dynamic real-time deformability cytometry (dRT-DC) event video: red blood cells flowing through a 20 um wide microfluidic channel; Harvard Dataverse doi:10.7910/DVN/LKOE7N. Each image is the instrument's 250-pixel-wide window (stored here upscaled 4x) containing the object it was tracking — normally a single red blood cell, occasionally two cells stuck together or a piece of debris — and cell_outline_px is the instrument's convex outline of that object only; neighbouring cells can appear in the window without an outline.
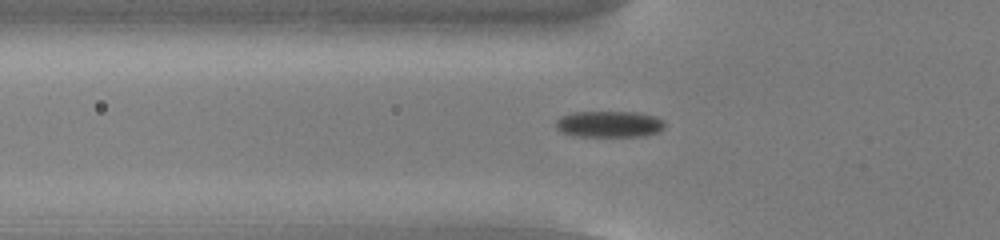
{"species": "common noctule bat (a hibernating species)", "species_latin": "Nyctalus noctula", "temperature_condition": "cold", "stored_images_in_passage": 53, "camera_frame_rate_fps": 3000, "um_per_image_px": 0.085, "animal": {"sex": "male", "body_mass_g": 13.0, "forearm_length_mm": 53.1}, "frame": {"image": 1, "passage_image": 18, "time_ms": 5.667, "image_size_px": [1000, 240], "cell_outline_px": [[664, 128], [660, 132], [644, 136], [572, 136], [560, 132], [556, 128], [556, 120], [560, 116], [572, 112], [636, 112], [656, 116], [664, 120]], "centroid_in_image_um": [51.78, 10.55], "position_along_channel_um": 74.0, "area_um2": 16.99}}
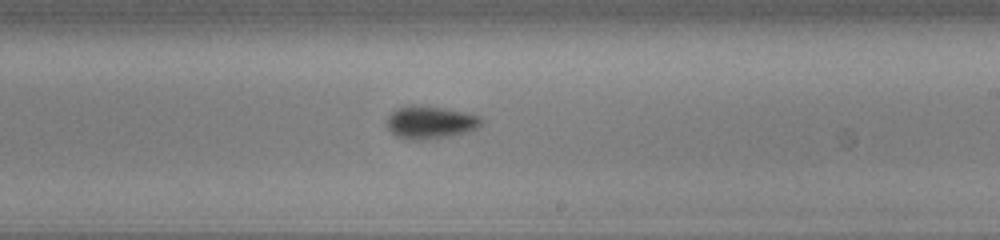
{"frame": {"image": 2, "passage_image": 32, "time_ms": 10.333, "image_size_px": [1000, 240], "cell_outline_px": [[484, 120], [476, 128], [468, 132], [420, 140], [408, 140], [396, 136], [384, 124], [388, 116], [396, 108], [412, 104], [420, 104], [448, 108], [480, 116]], "centroid_in_image_um": [36.53, 10.37], "position_along_channel_um": 252.5, "area_um2": 18.26}}
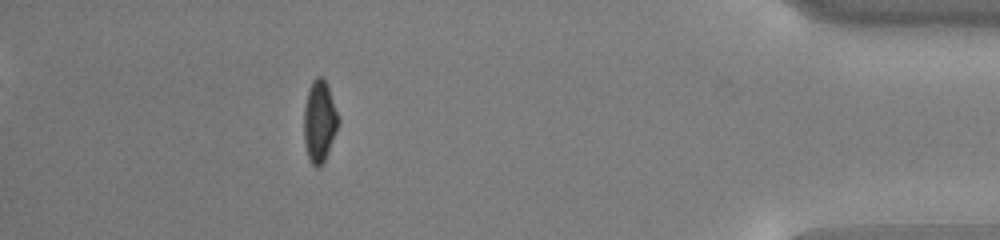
{"frame": {"image": 3, "passage_image": 48, "time_ms": 15.667, "image_size_px": [1000, 240], "cell_outline_px": [[340, 124], [328, 152], [320, 168], [316, 168], [312, 164], [308, 156], [304, 140], [304, 108], [308, 88], [312, 80], [316, 76], [320, 76], [328, 84], [340, 120]], "centroid_in_image_um": [27.17, 10.29], "position_along_channel_um": 408.0, "area_um2": 16.59}, "authors_computed_cell_mechanics": {"area_um2": 16.7042, "velocity_mm_per_s": 3.8246, "shape_relaxation_time_tau1_ms": 5.92, "shape_relaxation_time_tau2_ms": null, "deformation_change_tau1": 0.1382, "deformation_change_tau2": null}}